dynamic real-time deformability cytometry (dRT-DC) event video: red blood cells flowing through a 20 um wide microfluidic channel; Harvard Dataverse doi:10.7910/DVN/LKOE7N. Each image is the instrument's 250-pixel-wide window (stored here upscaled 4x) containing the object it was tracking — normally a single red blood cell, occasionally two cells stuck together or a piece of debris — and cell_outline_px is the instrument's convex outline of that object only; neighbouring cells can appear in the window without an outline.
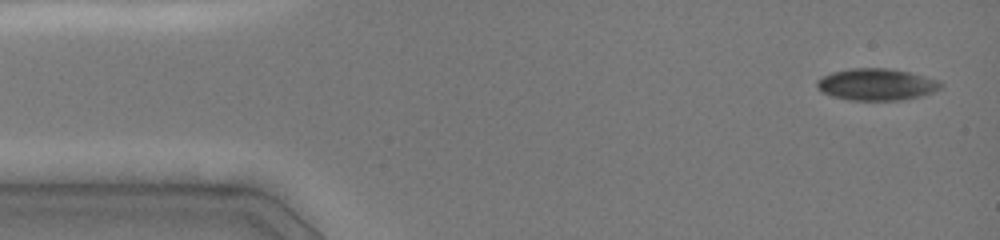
{"species": "common noctule bat (a hibernating species)", "species_latin": "Nyctalus noctula", "temperature_condition": "cold", "stored_images_in_passage": 48, "camera_frame_rate_fps": 3000, "um_per_image_px": 0.085, "animal": {"sex": "female", "body_mass_g": 19.0, "forearm_length_mm": 51.5}, "frame": {"image": 1, "passage_image": 1, "time_ms": 0.0, "image_size_px": [1000, 240], "cell_outline_px": [[944, 84], [940, 88], [932, 92], [920, 96], [900, 100], [848, 100], [832, 96], [816, 88], [816, 80], [832, 72], [852, 68], [888, 68], [908, 72], [940, 80]], "centroid_in_image_um": [74.5, 7.17], "position_along_channel_um": 10.5, "area_um2": 22.89}}
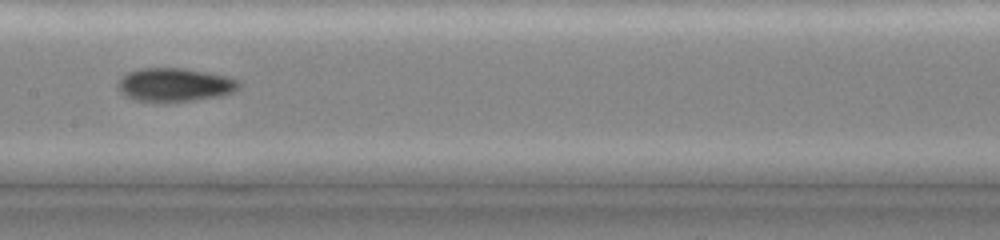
{"frame": {"image": 2, "passage_image": 22, "time_ms": 7.0, "image_size_px": [1000, 240], "cell_outline_px": [[240, 88], [232, 92], [220, 96], [196, 100], [164, 104], [156, 104], [136, 100], [124, 96], [120, 92], [116, 84], [120, 76], [136, 68], [184, 68], [228, 76], [240, 80]], "centroid_in_image_um": [14.8, 7.23], "position_along_channel_um": 192.6, "area_um2": 24.57}}
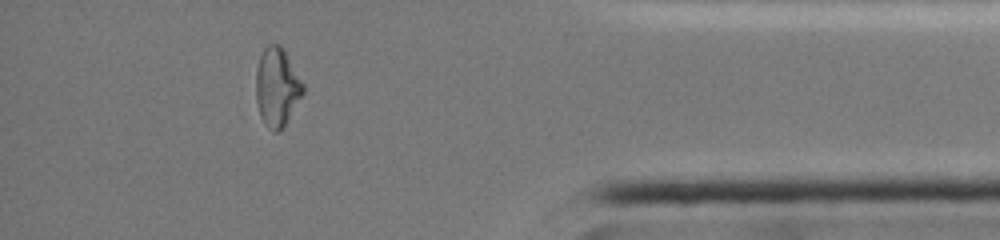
{"frame": {"image": 3, "passage_image": 44, "time_ms": 13.0, "image_size_px": [1000, 240], "cell_outline_px": [[304, 92], [280, 132], [272, 132], [264, 124], [260, 116], [256, 100], [256, 68], [260, 56], [264, 48], [268, 44], [280, 44], [284, 48], [304, 84]], "centroid_in_image_um": [23.54, 7.4], "position_along_channel_um": 411.7, "area_um2": 21.73}}